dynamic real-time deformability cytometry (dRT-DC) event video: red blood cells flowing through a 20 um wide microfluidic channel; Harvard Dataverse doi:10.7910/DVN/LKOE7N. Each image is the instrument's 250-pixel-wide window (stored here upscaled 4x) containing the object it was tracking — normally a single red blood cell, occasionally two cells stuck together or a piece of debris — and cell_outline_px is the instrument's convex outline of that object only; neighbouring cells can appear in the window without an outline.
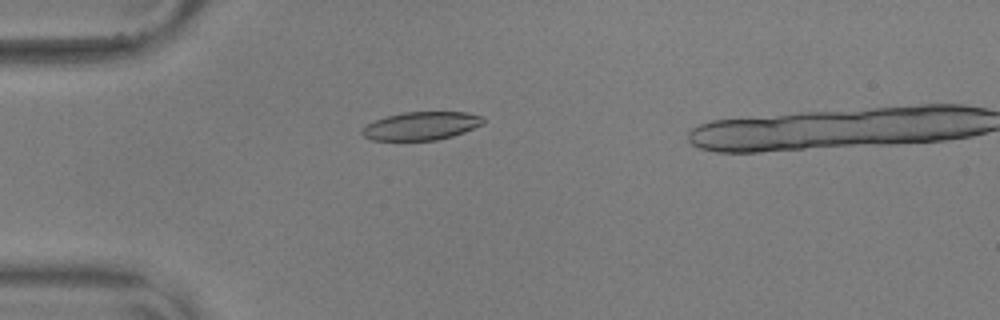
{"species": "common noctule bat (a hibernating species)", "species_latin": "Nyctalus noctula", "temperature_condition": "warm", "stored_images_in_passage": 52, "camera_frame_rate_fps": 3000, "um_per_image_px": 0.085, "animal": {"sex": "male", "body_mass_g": 17.9, "forearm_length_mm": 54.2}, "frame": {"image": 1, "passage_image": 16, "time_ms": 5.0, "image_size_px": [1000, 320], "cell_outline_px": [[484, 124], [464, 132], [452, 136], [436, 140], [372, 140], [364, 136], [360, 132], [360, 128], [376, 120], [388, 116], [404, 112], [468, 112], [484, 116]], "centroid_in_image_um": [35.83, 10.7], "position_along_channel_um": 49.2, "area_um2": 19.94}}
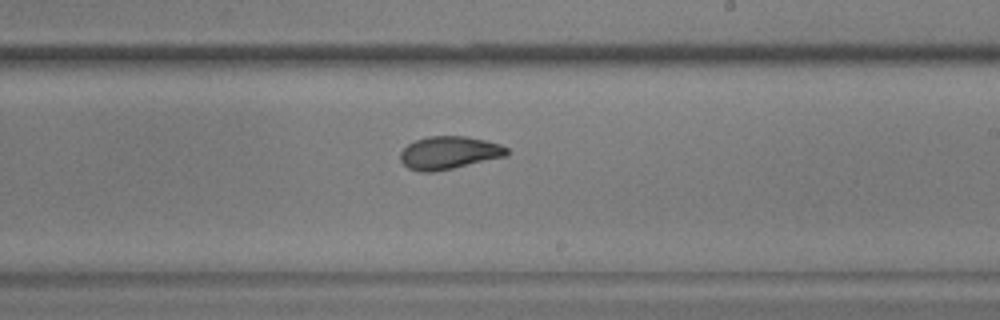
{"frame": {"image": 2, "passage_image": 34, "time_ms": 11.0, "image_size_px": [1000, 320], "cell_outline_px": [[508, 156], [452, 168], [432, 172], [420, 172], [408, 168], [400, 160], [400, 152], [408, 144], [416, 140], [428, 136], [464, 136], [484, 140], [500, 144], [508, 148]], "centroid_in_image_um": [38.16, 12.98], "position_along_channel_um": 250.8, "area_um2": 20.35}}
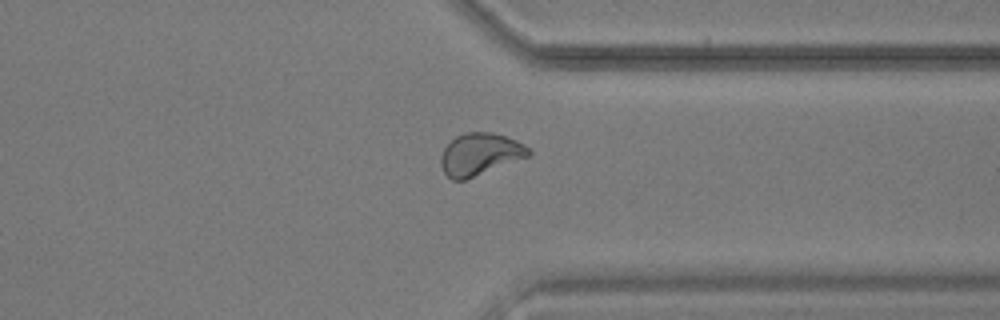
{"frame": {"image": 3, "passage_image": 44, "time_ms": 14.333, "image_size_px": [1000, 320], "cell_outline_px": [[532, 152], [528, 156], [464, 180], [452, 180], [444, 172], [440, 164], [440, 160], [444, 148], [456, 136], [464, 132], [492, 132], [516, 140], [524, 144]], "centroid_in_image_um": [40.77, 13.1], "position_along_channel_um": 370.6, "area_um2": 21.21}, "authors_computed_cell_mechanics": {"area_um2": 20.23, "velocity_mm_per_s": 3.6124, "shape_relaxation_time_tau1_ms": 5.5339, "shape_relaxation_time_tau2_ms": 1.407, "deformation_change_tau1": 0.1581, "deformation_change_tau2": 0.0629}}